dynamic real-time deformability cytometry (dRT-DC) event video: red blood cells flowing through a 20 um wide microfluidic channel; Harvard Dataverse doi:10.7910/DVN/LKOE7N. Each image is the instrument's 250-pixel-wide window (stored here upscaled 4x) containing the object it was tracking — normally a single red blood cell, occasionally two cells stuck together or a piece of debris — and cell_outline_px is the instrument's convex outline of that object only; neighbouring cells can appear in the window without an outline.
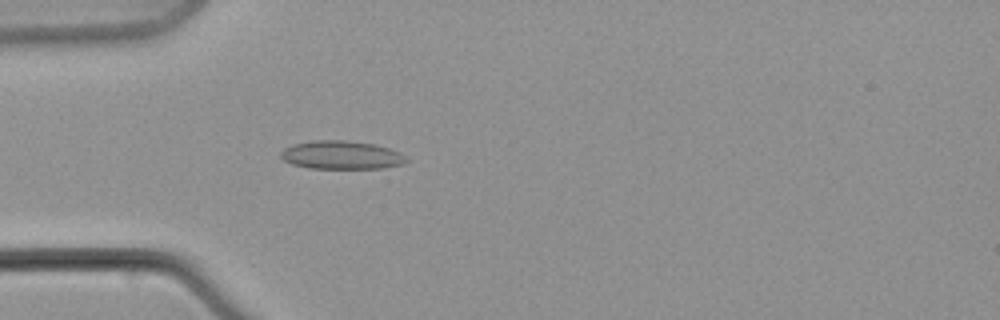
{"species": "common noctule bat (a hibernating species)", "species_latin": "Nyctalus noctula", "temperature_condition": "warm", "stored_images_in_passage": 7, "camera_frame_rate_fps": 3000, "um_per_image_px": 0.085, "animal": {"sex": "male", "body_mass_g": 21.5, "forearm_length_mm": 52.0}, "frame": {"image": 1, "passage_image": 7, "time_ms": 7.333, "image_size_px": [1000, 320], "cell_outline_px": [[408, 160], [404, 164], [384, 168], [308, 168], [292, 164], [284, 160], [280, 156], [280, 152], [284, 148], [292, 144], [312, 140], [344, 140], [376, 144], [400, 152]], "centroid_in_image_um": [29.01, 13.17], "position_along_channel_um": 56.0, "area_um2": 20.87}}